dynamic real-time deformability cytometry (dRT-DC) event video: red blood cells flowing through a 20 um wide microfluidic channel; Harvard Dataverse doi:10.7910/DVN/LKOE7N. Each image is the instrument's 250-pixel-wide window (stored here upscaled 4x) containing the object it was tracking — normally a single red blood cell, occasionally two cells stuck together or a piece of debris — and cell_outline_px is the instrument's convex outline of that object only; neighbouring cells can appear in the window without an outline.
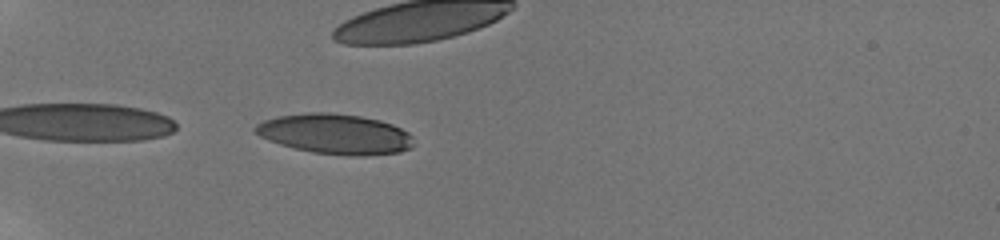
{"species": "human", "species_latin": "Homo sapiens", "temperature_condition": "room temperature", "stored_images_in_passage": 27, "camera_frame_rate_fps": 3000, "um_per_image_px": 0.085, "donor": {"sex": "male"}, "frame": {"image": 1, "passage_image": 1, "time_ms": 0.0, "image_size_px": [1000, 240], "cell_outline_px": [[412, 148], [400, 152], [364, 156], [348, 156], [312, 152], [280, 144], [268, 140], [260, 136], [252, 128], [256, 124], [264, 120], [276, 116], [308, 112], [328, 112], [360, 116], [380, 120], [392, 124], [408, 132], [412, 136]], "centroid_in_image_um": [28.49, 11.39], "position_along_channel_um": 56.5, "area_um2": 37.17}}
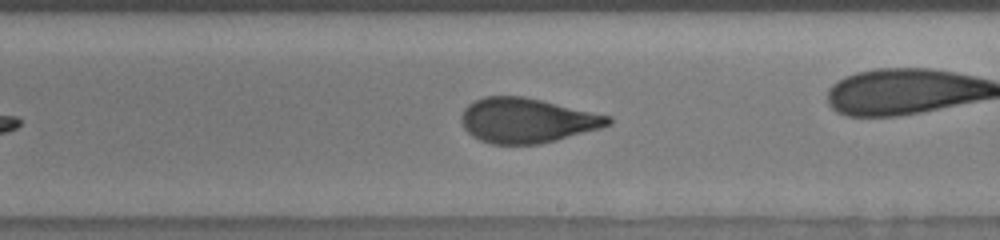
{"frame": {"image": 2, "passage_image": 15, "time_ms": 5.667, "image_size_px": [1000, 240], "cell_outline_px": [[612, 124], [600, 128], [556, 140], [540, 144], [492, 144], [480, 140], [472, 136], [464, 128], [460, 120], [460, 116], [464, 108], [468, 104], [484, 96], [524, 96], [612, 116]], "centroid_in_image_um": [44.78, 10.23], "position_along_channel_um": 244.2, "area_um2": 38.38}}
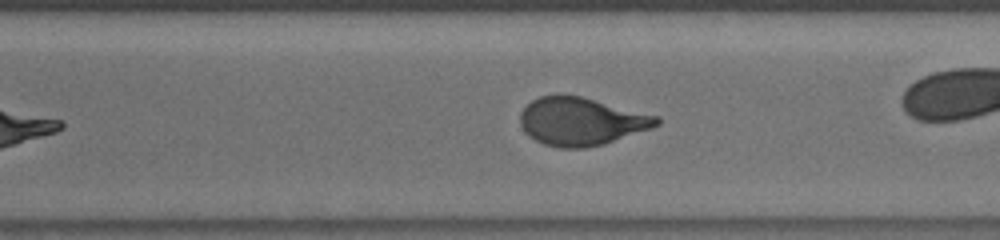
{"frame": {"image": 3, "passage_image": 19, "time_ms": 7.667, "image_size_px": [1000, 240], "cell_outline_px": [[660, 124], [652, 128], [604, 144], [584, 148], [560, 148], [544, 144], [528, 136], [524, 132], [520, 124], [520, 112], [532, 100], [540, 96], [580, 96], [660, 116]], "centroid_in_image_um": [49.42, 10.33], "position_along_channel_um": 321.2, "area_um2": 37.97}}